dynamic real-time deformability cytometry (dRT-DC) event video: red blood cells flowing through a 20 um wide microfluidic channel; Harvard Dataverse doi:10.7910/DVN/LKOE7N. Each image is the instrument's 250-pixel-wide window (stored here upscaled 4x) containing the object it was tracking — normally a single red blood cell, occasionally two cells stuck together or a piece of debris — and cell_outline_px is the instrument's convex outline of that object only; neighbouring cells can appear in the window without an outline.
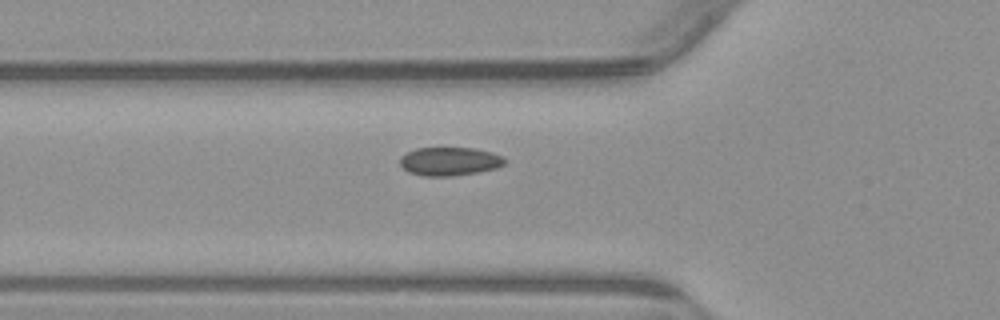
{"species": "common noctule bat (a hibernating species)", "species_latin": "Nyctalus noctula", "temperature_condition": "warm", "stored_images_in_passage": 30, "camera_frame_rate_fps": 3000, "um_per_image_px": 0.085, "animal": {"sex": "male", "body_mass_g": 23.1, "forearm_length_mm": 52.7}, "frame": {"image": 1, "passage_image": 3, "time_ms": 0.667, "image_size_px": [1000, 320], "cell_outline_px": [[508, 160], [504, 164], [496, 168], [476, 172], [452, 176], [424, 176], [408, 172], [400, 164], [400, 156], [416, 148], [472, 148], [492, 152], [504, 156]], "centroid_in_image_um": [38.23, 13.71], "position_along_channel_um": 87.6, "area_um2": 17.4}}
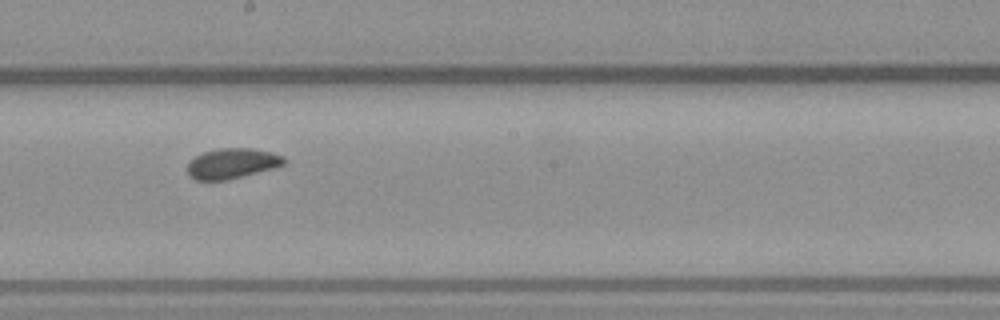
{"frame": {"image": 2, "passage_image": 14, "time_ms": 4.333, "image_size_px": [1000, 320], "cell_outline_px": [[288, 160], [284, 164], [276, 168], [228, 180], [196, 180], [188, 176], [188, 164], [196, 156], [204, 152], [220, 148], [252, 148], [272, 152], [284, 156]], "centroid_in_image_um": [19.78, 13.9], "position_along_channel_um": 228.4, "area_um2": 17.22}}
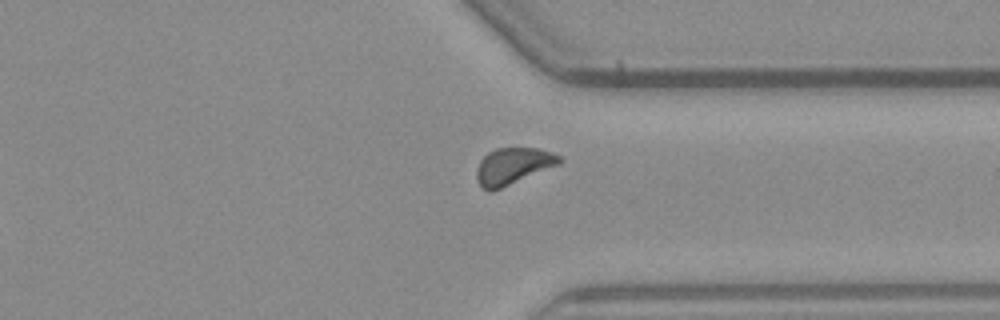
{"frame": {"image": 3, "passage_image": 25, "time_ms": 8.0, "image_size_px": [1000, 320], "cell_outline_px": [[564, 160], [560, 164], [492, 192], [488, 192], [476, 180], [476, 168], [480, 160], [488, 152], [496, 148], [540, 148], [552, 152], [560, 156]], "centroid_in_image_um": [43.61, 14.11], "position_along_channel_um": 367.8, "area_um2": 17.86}, "authors_computed_cell_mechanics": {"area_um2": 17.2244, "velocity_mm_per_s": 3.8296, "shape_relaxation_time_tau1_ms": null, "shape_relaxation_time_tau2_ms": 2.2839, "deformation_change_tau1": null, "deformation_change_tau2": 0.0652}}